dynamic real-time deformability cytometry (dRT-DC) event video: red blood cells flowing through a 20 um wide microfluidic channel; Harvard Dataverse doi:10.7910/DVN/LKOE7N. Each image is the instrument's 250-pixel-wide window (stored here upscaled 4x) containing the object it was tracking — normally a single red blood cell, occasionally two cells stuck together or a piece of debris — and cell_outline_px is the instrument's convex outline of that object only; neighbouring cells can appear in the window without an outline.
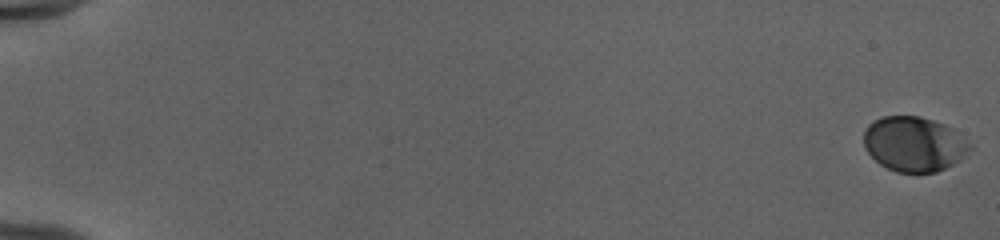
{"species": "human", "species_latin": "Homo sapiens", "temperature_condition": "cold", "stored_images_in_passage": 54, "camera_frame_rate_fps": 3000, "um_per_image_px": 0.085, "donor": {"sex": "female"}, "frame": {"image": 1, "passage_image": 1, "time_ms": 0.0, "image_size_px": [1000, 240], "cell_outline_px": [[972, 148], [960, 160], [936, 172], [896, 172], [880, 164], [864, 148], [864, 128], [872, 120], [884, 116], [920, 116], [944, 124], [952, 128], [972, 144]], "centroid_in_image_um": [77.68, 12.23], "position_along_channel_um": 7.3, "area_um2": 33.99}}
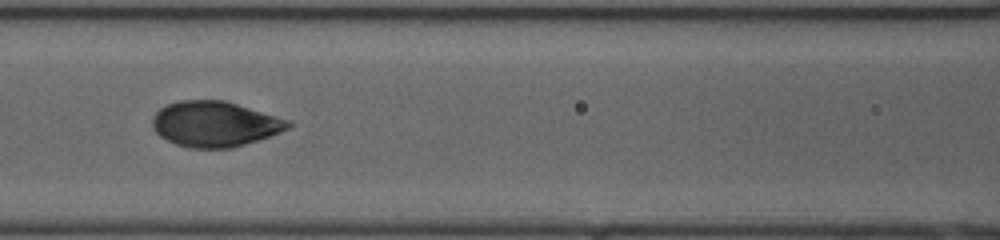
{"frame": {"image": 2, "passage_image": 27, "time_ms": 8.667, "image_size_px": [1000, 240], "cell_outline_px": [[296, 124], [272, 136], [232, 148], [188, 148], [176, 144], [160, 136], [156, 132], [152, 124], [152, 120], [156, 112], [160, 108], [168, 104], [180, 100], [224, 100], [292, 120]], "centroid_in_image_um": [18.31, 10.54], "position_along_channel_um": 148.3, "area_um2": 36.18}}
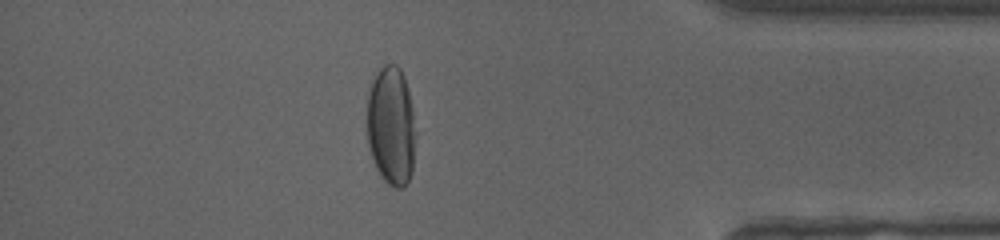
{"frame": {"image": 3, "passage_image": 48, "time_ms": 15.667, "image_size_px": [1000, 240], "cell_outline_px": [[412, 172], [408, 180], [400, 188], [396, 188], [388, 184], [380, 176], [376, 168], [368, 144], [368, 92], [372, 80], [380, 68], [384, 64], [396, 64], [400, 68], [404, 76], [408, 88], [412, 108]], "centroid_in_image_um": [33.21, 10.66], "position_along_channel_um": 402.0, "area_um2": 32.89}, "authors_computed_cell_mechanics": {"area_um2": 35.3736, "velocity_mm_per_s": 3.9744, "shape_relaxation_time_tau1_ms": 4.3737, "shape_relaxation_time_tau2_ms": null, "deformation_change_tau1": 0.191, "deformation_change_tau2": null}}